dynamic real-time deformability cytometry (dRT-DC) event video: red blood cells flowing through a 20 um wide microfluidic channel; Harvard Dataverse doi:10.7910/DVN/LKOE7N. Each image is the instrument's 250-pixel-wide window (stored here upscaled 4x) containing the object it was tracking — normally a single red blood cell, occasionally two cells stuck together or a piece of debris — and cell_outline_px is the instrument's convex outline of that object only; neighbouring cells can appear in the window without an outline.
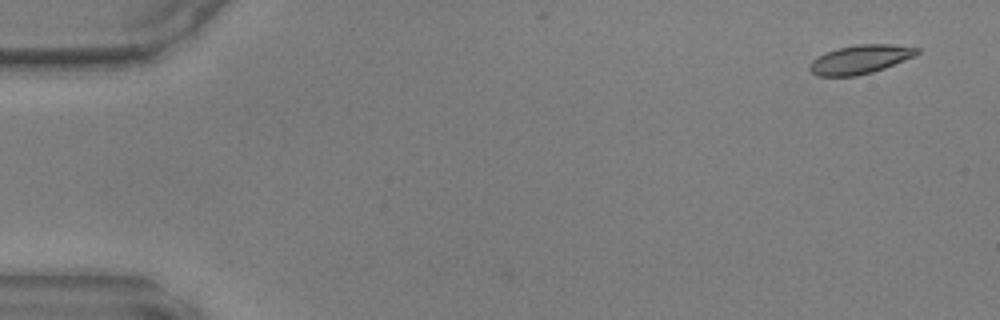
{"species": "common noctule bat (a hibernating species)", "species_latin": "Nyctalus noctula", "temperature_condition": "warm", "stored_images_in_passage": 46, "camera_frame_rate_fps": 3000, "um_per_image_px": 0.085, "animal": {"sex": "male", "body_mass_g": 17.9, "forearm_length_mm": 54.2}, "frame": {"image": 1, "passage_image": 1, "time_ms": 0.0, "image_size_px": [1000, 320], "cell_outline_px": [[920, 52], [916, 56], [884, 68], [872, 72], [856, 76], [816, 76], [808, 68], [808, 64], [812, 60], [828, 52], [840, 48], [856, 44], [892, 44], [920, 48]], "centroid_in_image_um": [73.14, 5.05], "position_along_channel_um": 11.9, "area_um2": 17.98}}
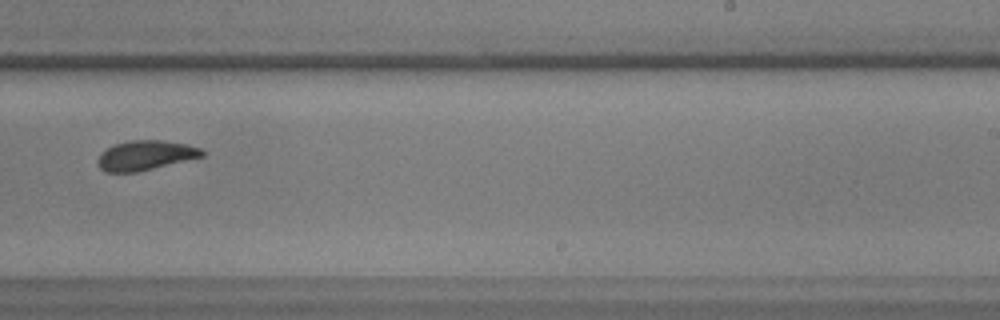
{"frame": {"image": 2, "passage_image": 29, "time_ms": 9.333, "image_size_px": [1000, 320], "cell_outline_px": [[204, 156], [136, 172], [104, 172], [100, 168], [96, 160], [108, 148], [116, 144], [132, 140], [160, 140], [188, 144], [200, 148], [204, 152]], "centroid_in_image_um": [12.37, 13.21], "position_along_channel_um": 276.6, "area_um2": 17.74}}
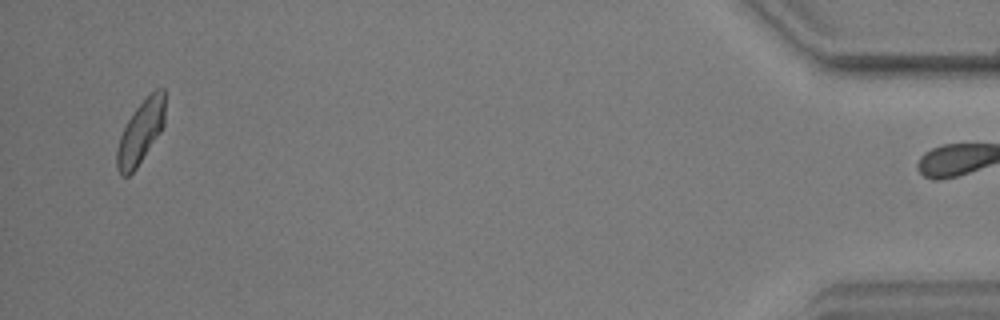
{"frame": {"image": 3, "passage_image": 45, "time_ms": 14.667, "image_size_px": [1000, 320], "cell_outline_px": [[164, 124], [160, 132], [136, 168], [128, 176], [120, 176], [116, 168], [116, 152], [120, 136], [128, 120], [136, 108], [156, 88], [164, 88]], "centroid_in_image_um": [11.93, 11.26], "position_along_channel_um": 423.3, "area_um2": 17.4}}